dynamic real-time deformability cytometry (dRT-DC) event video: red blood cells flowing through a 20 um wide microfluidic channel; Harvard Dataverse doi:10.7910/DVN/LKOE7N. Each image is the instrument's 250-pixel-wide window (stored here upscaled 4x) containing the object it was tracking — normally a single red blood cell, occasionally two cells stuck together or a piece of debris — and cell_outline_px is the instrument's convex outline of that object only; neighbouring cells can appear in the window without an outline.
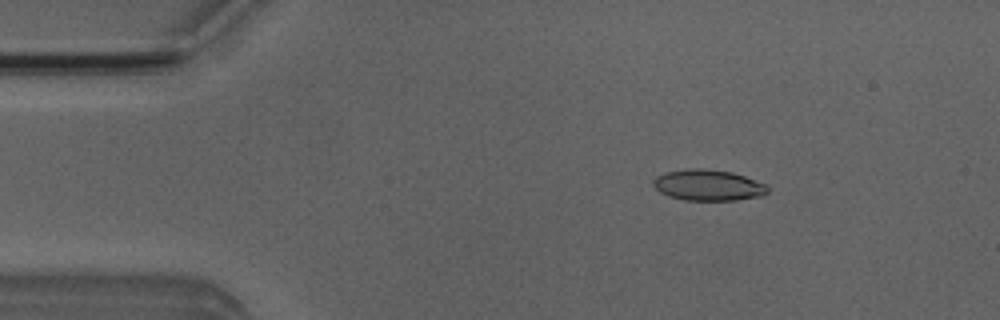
{"species": "Egyptian fruit bat (a non-hibernating species)", "species_latin": "Rousettus aegyptiacus", "temperature_condition": "room temperature", "stored_images_in_passage": 5, "camera_frame_rate_fps": 3000, "um_per_image_px": 0.085, "animal": {"sex": "male"}, "frame": {"image": 1, "passage_image": 3, "time_ms": 2.333, "image_size_px": [1000, 320], "cell_outline_px": [[768, 192], [764, 196], [736, 200], [684, 200], [668, 196], [660, 192], [652, 184], [652, 180], [656, 176], [664, 172], [688, 168], [700, 168], [732, 172], [768, 184]], "centroid_in_image_um": [60.2, 15.74], "position_along_channel_um": 24.8, "area_um2": 20.92}}
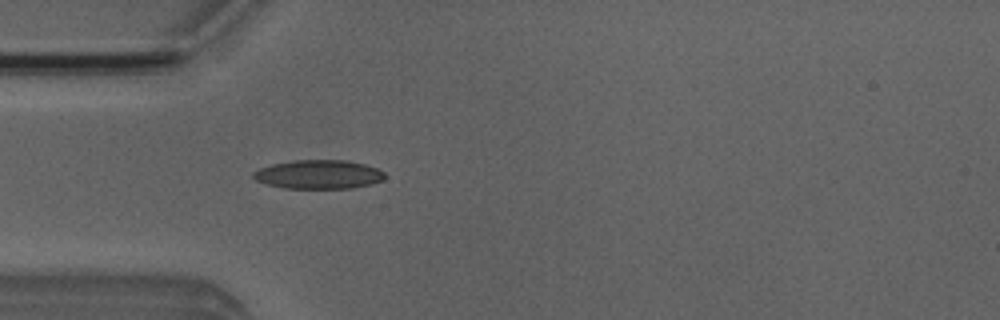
{"frame": {"image": 2, "passage_image": 5, "time_ms": 4.667, "image_size_px": [1000, 320], "cell_outline_px": [[384, 180], [372, 184], [352, 188], [284, 188], [268, 184], [256, 180], [252, 176], [252, 172], [260, 168], [272, 164], [296, 160], [344, 160], [364, 164], [376, 168], [384, 172]], "centroid_in_image_um": [27.09, 14.83], "position_along_channel_um": 57.9, "area_um2": 22.02}}